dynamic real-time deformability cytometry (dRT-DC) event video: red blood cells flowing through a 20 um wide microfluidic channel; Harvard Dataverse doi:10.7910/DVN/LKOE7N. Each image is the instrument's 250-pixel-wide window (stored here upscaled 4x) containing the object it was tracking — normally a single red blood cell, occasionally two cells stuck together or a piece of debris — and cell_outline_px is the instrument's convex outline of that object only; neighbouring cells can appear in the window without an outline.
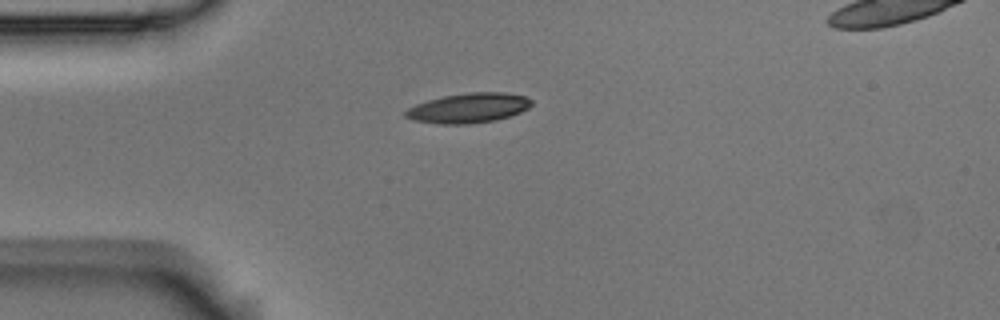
{"species": "Egyptian fruit bat (a non-hibernating species)", "species_latin": "Rousettus aegyptiacus", "temperature_condition": "room temperature", "stored_images_in_passage": 3, "camera_frame_rate_fps": 3000, "um_per_image_px": 0.085, "animal": {"sex": "male"}, "frame": {"image": 1, "passage_image": 1, "time_ms": 0.0, "image_size_px": [1000, 320], "cell_outline_px": [[532, 104], [528, 108], [520, 112], [496, 120], [472, 124], [436, 124], [412, 120], [404, 116], [404, 112], [408, 108], [416, 104], [428, 100], [444, 96], [468, 92], [504, 92], [524, 96], [532, 100]], "centroid_in_image_um": [39.8, 9.19], "position_along_channel_um": 45.2, "area_um2": 21.96}}
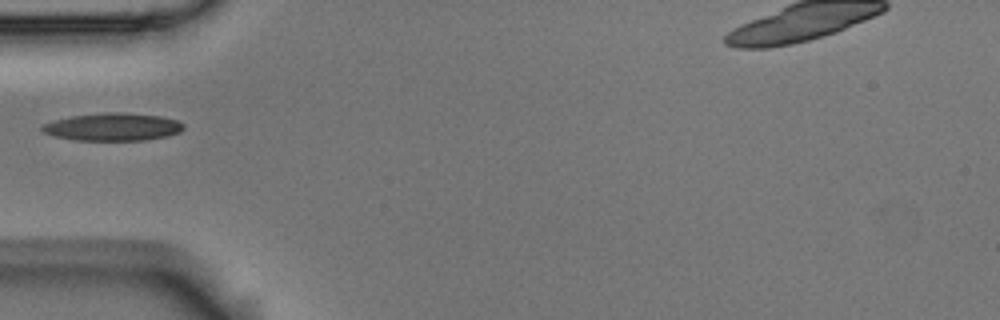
{"frame": {"image": 2, "passage_image": 2, "time_ms": 0.333, "image_size_px": [1000, 320], "cell_outline_px": [[184, 128], [180, 132], [168, 136], [144, 140], [72, 140], [52, 136], [40, 132], [40, 128], [44, 124], [56, 120], [72, 116], [104, 112], [124, 112], [160, 116], [176, 120], [184, 124]], "centroid_in_image_um": [9.57, 10.79], "position_along_channel_um": 75.4, "area_um2": 22.95}}
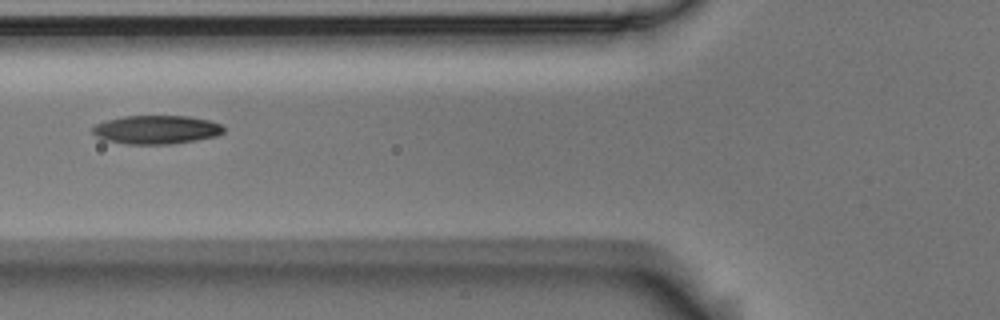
{"frame": {"image": 3, "passage_image": 3, "time_ms": 0.667, "image_size_px": [1000, 320], "cell_outline_px": [[224, 132], [216, 136], [196, 140], [172, 144], [124, 144], [104, 140], [96, 136], [92, 132], [92, 128], [96, 124], [108, 120], [124, 116], [188, 116], [208, 120], [220, 124], [224, 128]], "centroid_in_image_um": [13.28, 11.03], "position_along_channel_um": 112.5, "area_um2": 21.85}}